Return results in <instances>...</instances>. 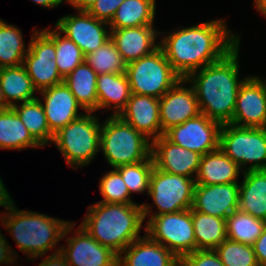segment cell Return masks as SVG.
I'll list each match as a JSON object with an SVG mask.
<instances>
[{"label": "cell", "instance_id": "6da1fadb", "mask_svg": "<svg viewBox=\"0 0 266 266\" xmlns=\"http://www.w3.org/2000/svg\"><path fill=\"white\" fill-rule=\"evenodd\" d=\"M225 22L224 19H213L191 27L175 28L172 32L160 31L159 46L182 79L221 60L241 41L240 35L229 30Z\"/></svg>", "mask_w": 266, "mask_h": 266}, {"label": "cell", "instance_id": "7a4b0ae2", "mask_svg": "<svg viewBox=\"0 0 266 266\" xmlns=\"http://www.w3.org/2000/svg\"><path fill=\"white\" fill-rule=\"evenodd\" d=\"M240 46L239 42L221 60L185 78L194 89L200 112L221 125L232 121L238 90L247 78L239 77Z\"/></svg>", "mask_w": 266, "mask_h": 266}, {"label": "cell", "instance_id": "3957f363", "mask_svg": "<svg viewBox=\"0 0 266 266\" xmlns=\"http://www.w3.org/2000/svg\"><path fill=\"white\" fill-rule=\"evenodd\" d=\"M5 210L7 211L4 213L0 212V225L9 232L18 249L28 257L27 261L46 256L52 249H56L55 253L60 252L57 243L62 240L65 227L71 221L27 209L19 210L14 201Z\"/></svg>", "mask_w": 266, "mask_h": 266}, {"label": "cell", "instance_id": "277c9868", "mask_svg": "<svg viewBox=\"0 0 266 266\" xmlns=\"http://www.w3.org/2000/svg\"><path fill=\"white\" fill-rule=\"evenodd\" d=\"M141 204L97 202L88 206L81 226L102 246L119 255L140 235L144 223Z\"/></svg>", "mask_w": 266, "mask_h": 266}, {"label": "cell", "instance_id": "5b68a950", "mask_svg": "<svg viewBox=\"0 0 266 266\" xmlns=\"http://www.w3.org/2000/svg\"><path fill=\"white\" fill-rule=\"evenodd\" d=\"M101 127L98 115L85 112L56 132L52 144L62 153L69 167L83 168L100 151Z\"/></svg>", "mask_w": 266, "mask_h": 266}, {"label": "cell", "instance_id": "8992f818", "mask_svg": "<svg viewBox=\"0 0 266 266\" xmlns=\"http://www.w3.org/2000/svg\"><path fill=\"white\" fill-rule=\"evenodd\" d=\"M101 127L100 151L112 168L147 160L151 156V141L124 122L109 115Z\"/></svg>", "mask_w": 266, "mask_h": 266}, {"label": "cell", "instance_id": "52a82bcc", "mask_svg": "<svg viewBox=\"0 0 266 266\" xmlns=\"http://www.w3.org/2000/svg\"><path fill=\"white\" fill-rule=\"evenodd\" d=\"M219 148L243 172L266 170V128L222 124Z\"/></svg>", "mask_w": 266, "mask_h": 266}, {"label": "cell", "instance_id": "ba28073f", "mask_svg": "<svg viewBox=\"0 0 266 266\" xmlns=\"http://www.w3.org/2000/svg\"><path fill=\"white\" fill-rule=\"evenodd\" d=\"M126 75L131 93L159 99L181 79L160 46L151 54L128 63Z\"/></svg>", "mask_w": 266, "mask_h": 266}, {"label": "cell", "instance_id": "9c48e42d", "mask_svg": "<svg viewBox=\"0 0 266 266\" xmlns=\"http://www.w3.org/2000/svg\"><path fill=\"white\" fill-rule=\"evenodd\" d=\"M194 188V178L170 174L154 167L150 176L148 191L153 204L141 203L143 216H155L191 209ZM152 205L156 206L157 212H153Z\"/></svg>", "mask_w": 266, "mask_h": 266}, {"label": "cell", "instance_id": "30bf717a", "mask_svg": "<svg viewBox=\"0 0 266 266\" xmlns=\"http://www.w3.org/2000/svg\"><path fill=\"white\" fill-rule=\"evenodd\" d=\"M143 217L144 220L148 218L144 233L165 246L179 259L196 250L191 209Z\"/></svg>", "mask_w": 266, "mask_h": 266}, {"label": "cell", "instance_id": "8fae6325", "mask_svg": "<svg viewBox=\"0 0 266 266\" xmlns=\"http://www.w3.org/2000/svg\"><path fill=\"white\" fill-rule=\"evenodd\" d=\"M32 30L29 50L23 59V66L32 80L35 89L40 92L63 83L56 65L55 28Z\"/></svg>", "mask_w": 266, "mask_h": 266}, {"label": "cell", "instance_id": "7c38bea8", "mask_svg": "<svg viewBox=\"0 0 266 266\" xmlns=\"http://www.w3.org/2000/svg\"><path fill=\"white\" fill-rule=\"evenodd\" d=\"M74 226L71 221L65 227L62 239L65 238L67 245L60 246V253L69 266H118V255L114 251L99 244L81 225L76 230ZM69 233L76 235L68 237Z\"/></svg>", "mask_w": 266, "mask_h": 266}, {"label": "cell", "instance_id": "4fadbf2b", "mask_svg": "<svg viewBox=\"0 0 266 266\" xmlns=\"http://www.w3.org/2000/svg\"><path fill=\"white\" fill-rule=\"evenodd\" d=\"M220 129L219 122L200 113L183 124L170 128L164 136L172 143L203 156L219 148Z\"/></svg>", "mask_w": 266, "mask_h": 266}, {"label": "cell", "instance_id": "5bb4252c", "mask_svg": "<svg viewBox=\"0 0 266 266\" xmlns=\"http://www.w3.org/2000/svg\"><path fill=\"white\" fill-rule=\"evenodd\" d=\"M75 13L61 16L54 27L78 45L86 56L110 39L109 24L96 19L87 11Z\"/></svg>", "mask_w": 266, "mask_h": 266}, {"label": "cell", "instance_id": "9a60e30c", "mask_svg": "<svg viewBox=\"0 0 266 266\" xmlns=\"http://www.w3.org/2000/svg\"><path fill=\"white\" fill-rule=\"evenodd\" d=\"M241 84L231 124L266 128V80L249 76Z\"/></svg>", "mask_w": 266, "mask_h": 266}, {"label": "cell", "instance_id": "2e32d148", "mask_svg": "<svg viewBox=\"0 0 266 266\" xmlns=\"http://www.w3.org/2000/svg\"><path fill=\"white\" fill-rule=\"evenodd\" d=\"M185 84L188 82L181 78L159 99L162 135L170 128L201 113L194 89Z\"/></svg>", "mask_w": 266, "mask_h": 266}, {"label": "cell", "instance_id": "e0dca14e", "mask_svg": "<svg viewBox=\"0 0 266 266\" xmlns=\"http://www.w3.org/2000/svg\"><path fill=\"white\" fill-rule=\"evenodd\" d=\"M151 157L156 169L195 179L202 155L176 145L161 135L151 142Z\"/></svg>", "mask_w": 266, "mask_h": 266}, {"label": "cell", "instance_id": "ac0fdd59", "mask_svg": "<svg viewBox=\"0 0 266 266\" xmlns=\"http://www.w3.org/2000/svg\"><path fill=\"white\" fill-rule=\"evenodd\" d=\"M239 182L215 185L195 184L191 211L226 219L238 209Z\"/></svg>", "mask_w": 266, "mask_h": 266}, {"label": "cell", "instance_id": "d6986e66", "mask_svg": "<svg viewBox=\"0 0 266 266\" xmlns=\"http://www.w3.org/2000/svg\"><path fill=\"white\" fill-rule=\"evenodd\" d=\"M38 93L43 98L38 97L43 106L50 131L53 134L85 113V111L82 113L79 111L80 108L83 110L82 107L64 82Z\"/></svg>", "mask_w": 266, "mask_h": 266}, {"label": "cell", "instance_id": "ffe728a7", "mask_svg": "<svg viewBox=\"0 0 266 266\" xmlns=\"http://www.w3.org/2000/svg\"><path fill=\"white\" fill-rule=\"evenodd\" d=\"M118 116L151 142L162 135L159 98L131 93L126 107Z\"/></svg>", "mask_w": 266, "mask_h": 266}, {"label": "cell", "instance_id": "44dd1931", "mask_svg": "<svg viewBox=\"0 0 266 266\" xmlns=\"http://www.w3.org/2000/svg\"><path fill=\"white\" fill-rule=\"evenodd\" d=\"M158 35L160 31L154 25L110 29V39L127 64L156 50L159 47Z\"/></svg>", "mask_w": 266, "mask_h": 266}, {"label": "cell", "instance_id": "7402d4cb", "mask_svg": "<svg viewBox=\"0 0 266 266\" xmlns=\"http://www.w3.org/2000/svg\"><path fill=\"white\" fill-rule=\"evenodd\" d=\"M118 266H180V259L145 233L118 255Z\"/></svg>", "mask_w": 266, "mask_h": 266}, {"label": "cell", "instance_id": "603a6c76", "mask_svg": "<svg viewBox=\"0 0 266 266\" xmlns=\"http://www.w3.org/2000/svg\"><path fill=\"white\" fill-rule=\"evenodd\" d=\"M242 172V173H241ZM243 171L220 148L201 157L195 184L215 185L239 182Z\"/></svg>", "mask_w": 266, "mask_h": 266}, {"label": "cell", "instance_id": "cb8c5ba5", "mask_svg": "<svg viewBox=\"0 0 266 266\" xmlns=\"http://www.w3.org/2000/svg\"><path fill=\"white\" fill-rule=\"evenodd\" d=\"M239 182L238 210L266 222V170L243 172Z\"/></svg>", "mask_w": 266, "mask_h": 266}, {"label": "cell", "instance_id": "d4e9b609", "mask_svg": "<svg viewBox=\"0 0 266 266\" xmlns=\"http://www.w3.org/2000/svg\"><path fill=\"white\" fill-rule=\"evenodd\" d=\"M97 110H113L118 116L126 107L131 96L129 80L126 73L97 75ZM105 109H107L105 111Z\"/></svg>", "mask_w": 266, "mask_h": 266}, {"label": "cell", "instance_id": "484cf974", "mask_svg": "<svg viewBox=\"0 0 266 266\" xmlns=\"http://www.w3.org/2000/svg\"><path fill=\"white\" fill-rule=\"evenodd\" d=\"M97 75L84 61L63 80L85 112L97 111Z\"/></svg>", "mask_w": 266, "mask_h": 266}, {"label": "cell", "instance_id": "4316f807", "mask_svg": "<svg viewBox=\"0 0 266 266\" xmlns=\"http://www.w3.org/2000/svg\"><path fill=\"white\" fill-rule=\"evenodd\" d=\"M0 85L10 107L15 106L17 102L19 104L38 98L34 95L38 91L23 65L0 68Z\"/></svg>", "mask_w": 266, "mask_h": 266}, {"label": "cell", "instance_id": "83f0119b", "mask_svg": "<svg viewBox=\"0 0 266 266\" xmlns=\"http://www.w3.org/2000/svg\"><path fill=\"white\" fill-rule=\"evenodd\" d=\"M43 148L29 133L20 117L11 107L0 111V149L22 151Z\"/></svg>", "mask_w": 266, "mask_h": 266}, {"label": "cell", "instance_id": "f1b7e54d", "mask_svg": "<svg viewBox=\"0 0 266 266\" xmlns=\"http://www.w3.org/2000/svg\"><path fill=\"white\" fill-rule=\"evenodd\" d=\"M156 0H125L109 23L110 29L154 25Z\"/></svg>", "mask_w": 266, "mask_h": 266}, {"label": "cell", "instance_id": "f546056e", "mask_svg": "<svg viewBox=\"0 0 266 266\" xmlns=\"http://www.w3.org/2000/svg\"><path fill=\"white\" fill-rule=\"evenodd\" d=\"M196 250L215 249L227 238L226 219L192 211Z\"/></svg>", "mask_w": 266, "mask_h": 266}, {"label": "cell", "instance_id": "4dcf8cb0", "mask_svg": "<svg viewBox=\"0 0 266 266\" xmlns=\"http://www.w3.org/2000/svg\"><path fill=\"white\" fill-rule=\"evenodd\" d=\"M32 137L42 146L52 145L54 134L50 131L41 101L36 98L12 107Z\"/></svg>", "mask_w": 266, "mask_h": 266}, {"label": "cell", "instance_id": "1f68e13d", "mask_svg": "<svg viewBox=\"0 0 266 266\" xmlns=\"http://www.w3.org/2000/svg\"><path fill=\"white\" fill-rule=\"evenodd\" d=\"M24 41L20 28L0 19V68L23 65L29 50Z\"/></svg>", "mask_w": 266, "mask_h": 266}, {"label": "cell", "instance_id": "d6a6232c", "mask_svg": "<svg viewBox=\"0 0 266 266\" xmlns=\"http://www.w3.org/2000/svg\"><path fill=\"white\" fill-rule=\"evenodd\" d=\"M265 226L264 220L237 209L226 218L227 239L253 246Z\"/></svg>", "mask_w": 266, "mask_h": 266}, {"label": "cell", "instance_id": "836d02e7", "mask_svg": "<svg viewBox=\"0 0 266 266\" xmlns=\"http://www.w3.org/2000/svg\"><path fill=\"white\" fill-rule=\"evenodd\" d=\"M85 61L98 75L126 73L127 63L111 39L94 52L86 55Z\"/></svg>", "mask_w": 266, "mask_h": 266}, {"label": "cell", "instance_id": "e575fe53", "mask_svg": "<svg viewBox=\"0 0 266 266\" xmlns=\"http://www.w3.org/2000/svg\"><path fill=\"white\" fill-rule=\"evenodd\" d=\"M125 182L130 195L135 193H145L148 195L150 176L154 169L153 159L150 156L147 160L121 165L115 168Z\"/></svg>", "mask_w": 266, "mask_h": 266}, {"label": "cell", "instance_id": "d590c367", "mask_svg": "<svg viewBox=\"0 0 266 266\" xmlns=\"http://www.w3.org/2000/svg\"><path fill=\"white\" fill-rule=\"evenodd\" d=\"M55 50H56V65L60 75L65 78L78 65L85 61L81 49L72 40L55 27Z\"/></svg>", "mask_w": 266, "mask_h": 266}, {"label": "cell", "instance_id": "8d00e7d4", "mask_svg": "<svg viewBox=\"0 0 266 266\" xmlns=\"http://www.w3.org/2000/svg\"><path fill=\"white\" fill-rule=\"evenodd\" d=\"M224 266H259L251 245L225 239L215 248Z\"/></svg>", "mask_w": 266, "mask_h": 266}, {"label": "cell", "instance_id": "74e56055", "mask_svg": "<svg viewBox=\"0 0 266 266\" xmlns=\"http://www.w3.org/2000/svg\"><path fill=\"white\" fill-rule=\"evenodd\" d=\"M99 191L102 199L99 202L118 204H138L133 201L129 190L120 173L113 168L102 175L99 181Z\"/></svg>", "mask_w": 266, "mask_h": 266}, {"label": "cell", "instance_id": "f35d334b", "mask_svg": "<svg viewBox=\"0 0 266 266\" xmlns=\"http://www.w3.org/2000/svg\"><path fill=\"white\" fill-rule=\"evenodd\" d=\"M180 266H224L215 249L195 250L180 258Z\"/></svg>", "mask_w": 266, "mask_h": 266}, {"label": "cell", "instance_id": "ab89813d", "mask_svg": "<svg viewBox=\"0 0 266 266\" xmlns=\"http://www.w3.org/2000/svg\"><path fill=\"white\" fill-rule=\"evenodd\" d=\"M125 0H96L92 7L87 11L98 20L107 22L108 24L114 17L118 7Z\"/></svg>", "mask_w": 266, "mask_h": 266}, {"label": "cell", "instance_id": "60d3db41", "mask_svg": "<svg viewBox=\"0 0 266 266\" xmlns=\"http://www.w3.org/2000/svg\"><path fill=\"white\" fill-rule=\"evenodd\" d=\"M253 248L259 266H266V226L255 241Z\"/></svg>", "mask_w": 266, "mask_h": 266}, {"label": "cell", "instance_id": "b9f144b4", "mask_svg": "<svg viewBox=\"0 0 266 266\" xmlns=\"http://www.w3.org/2000/svg\"><path fill=\"white\" fill-rule=\"evenodd\" d=\"M39 257H43V259L38 266H69L65 257L60 252H53L46 258L45 255Z\"/></svg>", "mask_w": 266, "mask_h": 266}, {"label": "cell", "instance_id": "7bdbcfd3", "mask_svg": "<svg viewBox=\"0 0 266 266\" xmlns=\"http://www.w3.org/2000/svg\"><path fill=\"white\" fill-rule=\"evenodd\" d=\"M96 0H66L76 11H88Z\"/></svg>", "mask_w": 266, "mask_h": 266}, {"label": "cell", "instance_id": "ee69618b", "mask_svg": "<svg viewBox=\"0 0 266 266\" xmlns=\"http://www.w3.org/2000/svg\"><path fill=\"white\" fill-rule=\"evenodd\" d=\"M2 180L3 179L0 176V206L6 209L13 199Z\"/></svg>", "mask_w": 266, "mask_h": 266}, {"label": "cell", "instance_id": "f6af8a7d", "mask_svg": "<svg viewBox=\"0 0 266 266\" xmlns=\"http://www.w3.org/2000/svg\"><path fill=\"white\" fill-rule=\"evenodd\" d=\"M31 1L38 6H42L44 9L49 8L50 10L57 8L59 5L63 3V1L66 2V0H31Z\"/></svg>", "mask_w": 266, "mask_h": 266}, {"label": "cell", "instance_id": "bcb514c9", "mask_svg": "<svg viewBox=\"0 0 266 266\" xmlns=\"http://www.w3.org/2000/svg\"><path fill=\"white\" fill-rule=\"evenodd\" d=\"M254 6L256 11L266 17V0H254Z\"/></svg>", "mask_w": 266, "mask_h": 266}, {"label": "cell", "instance_id": "7dc6e473", "mask_svg": "<svg viewBox=\"0 0 266 266\" xmlns=\"http://www.w3.org/2000/svg\"><path fill=\"white\" fill-rule=\"evenodd\" d=\"M11 108L7 103L3 95V90L0 85V111Z\"/></svg>", "mask_w": 266, "mask_h": 266}]
</instances>
